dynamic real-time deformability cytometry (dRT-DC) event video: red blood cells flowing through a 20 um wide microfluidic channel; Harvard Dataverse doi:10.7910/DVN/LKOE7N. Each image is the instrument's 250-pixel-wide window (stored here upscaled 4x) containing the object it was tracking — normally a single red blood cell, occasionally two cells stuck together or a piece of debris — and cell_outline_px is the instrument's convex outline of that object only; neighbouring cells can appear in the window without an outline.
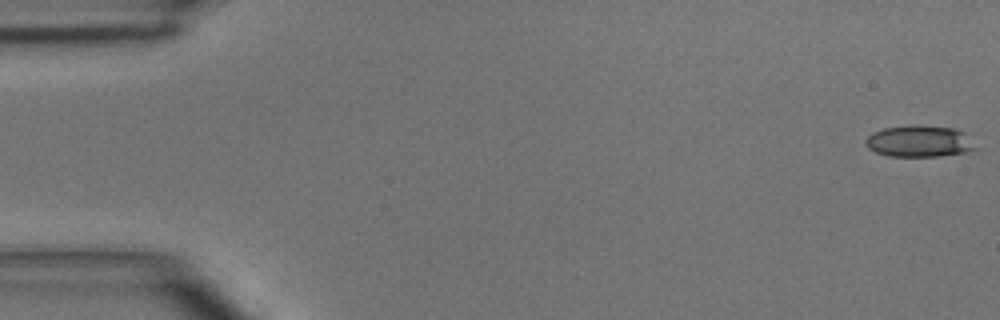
{"species": "common noctule bat (a hibernating species)", "species_latin": "Nyctalus noctula", "temperature_condition": "room temperature", "stored_images_in_passage": 5, "camera_frame_rate_fps": 3000, "um_per_image_px": 0.085, "animal": {"sex": "male", "body_mass_g": 15.6}, "frame": {"image": 1, "passage_image": 1, "time_ms": 0.0, "image_size_px": [1000, 320], "cell_outline_px": [[980, 148], [968, 152], [936, 156], [888, 156], [876, 152], [868, 148], [864, 144], [864, 140], [872, 132], [884, 128], [912, 124], [920, 124], [952, 128], [964, 132]], "centroid_in_image_um": [78.15, 11.99], "position_along_channel_um": 6.8, "area_um2": 20.58}}
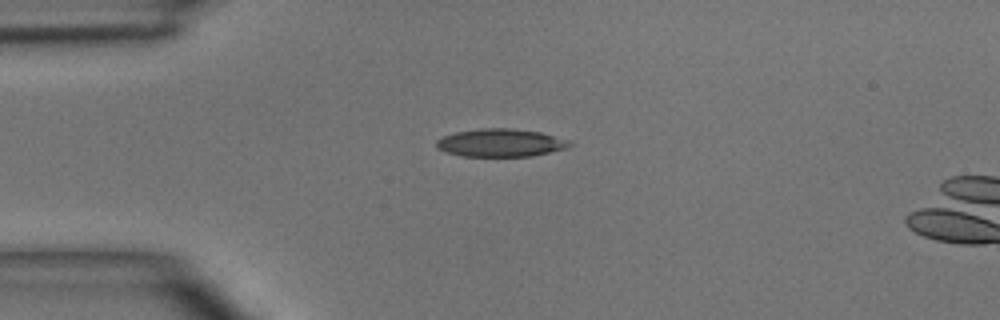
{"frame": {"image": 2, "passage_image": 4, "time_ms": 3.667, "image_size_px": [1000, 320], "cell_outline_px": [[576, 144], [568, 148], [532, 156], [460, 156], [436, 148], [436, 140], [444, 136], [456, 132], [480, 128], [512, 128], [540, 132], [568, 140]], "centroid_in_image_um": [42.58, 12.14], "position_along_channel_um": 42.4, "area_um2": 21.73}}